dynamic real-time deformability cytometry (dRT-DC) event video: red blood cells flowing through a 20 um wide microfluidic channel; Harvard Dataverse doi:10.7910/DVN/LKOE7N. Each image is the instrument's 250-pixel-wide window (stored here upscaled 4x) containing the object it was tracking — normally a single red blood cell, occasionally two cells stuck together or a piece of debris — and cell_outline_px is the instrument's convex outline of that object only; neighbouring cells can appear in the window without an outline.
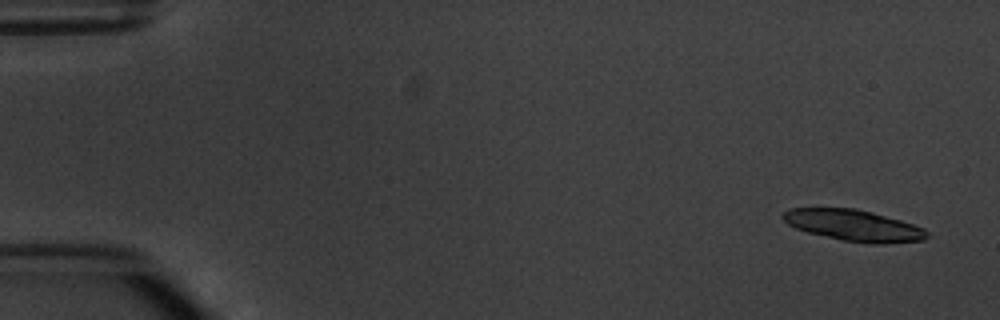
{"species": "common noctule bat (a hibernating species)", "species_latin": "Nyctalus noctula", "temperature_condition": "warm", "stored_images_in_passage": 6, "segment_of_instrument_passage": [1, 2], "camera_frame_rate_fps": 3000, "um_per_image_px": 0.085, "animal": {"sex": "male", "body_mass_g": 20.1, "forearm_length_mm": 53.5}, "frame": {"image": 1, "passage_image": 1, "time_ms": 0.0, "image_size_px": [1000, 320], "cell_outline_px": [[928, 236], [924, 240], [884, 244], [872, 244], [844, 240], [808, 232], [796, 228], [788, 224], [780, 216], [788, 208], [856, 208], [872, 212], [900, 220], [924, 228], [928, 232]], "centroid_in_image_um": [72.57, 19.15], "position_along_channel_um": 12.4, "area_um2": 26.13}}